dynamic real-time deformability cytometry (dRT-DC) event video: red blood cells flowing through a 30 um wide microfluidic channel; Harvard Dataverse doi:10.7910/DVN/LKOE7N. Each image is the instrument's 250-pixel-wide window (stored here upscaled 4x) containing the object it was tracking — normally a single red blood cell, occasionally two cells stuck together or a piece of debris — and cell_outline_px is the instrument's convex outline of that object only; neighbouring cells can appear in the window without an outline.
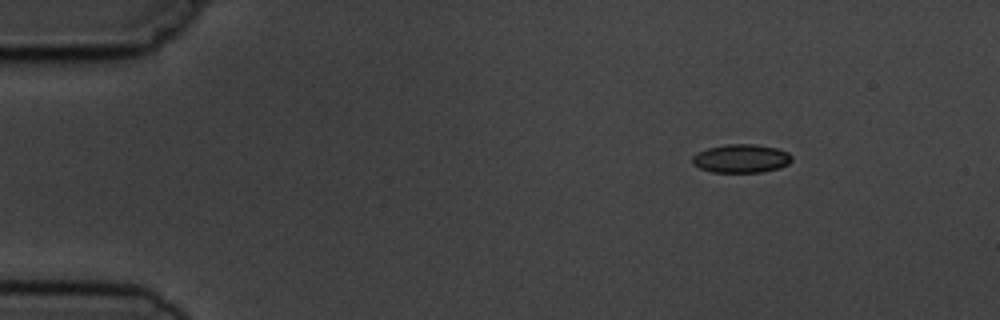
{"species": "common noctule bat (a hibernating species)", "species_latin": "Nyctalus noctula", "temperature_condition": "cold", "stored_images_in_passage": 7, "camera_frame_rate_fps": 3000, "um_per_image_px": 0.085, "animal": {"sex": "male", "body_mass_g": 19.5, "forearm_length_mm": 54.6}, "frame": {"image": 1, "passage_image": 2, "time_ms": 1.333, "image_size_px": [1000, 320], "cell_outline_px": [[792, 160], [788, 164], [780, 168], [764, 172], [712, 172], [700, 168], [692, 164], [692, 156], [708, 148], [728, 144], [752, 144], [776, 148], [788, 152], [792, 156]], "centroid_in_image_um": [63.02, 13.48], "position_along_channel_um": 22.0, "area_um2": 16.47}}
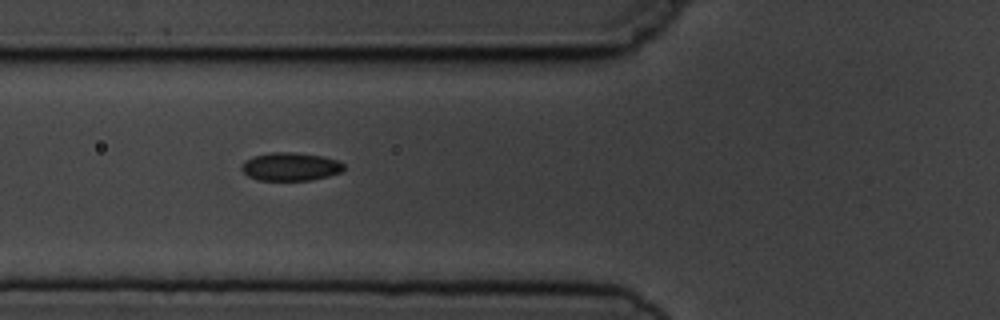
{"frame": {"image": 2, "passage_image": 6, "time_ms": 5.667, "image_size_px": [1000, 320], "cell_outline_px": [[344, 168], [340, 172], [328, 176], [312, 180], [256, 180], [248, 176], [240, 168], [244, 160], [252, 156], [272, 152], [296, 152], [324, 156], [336, 160], [344, 164]], "centroid_in_image_um": [24.66, 14.16], "position_along_channel_um": 101.1, "area_um2": 16.94}}
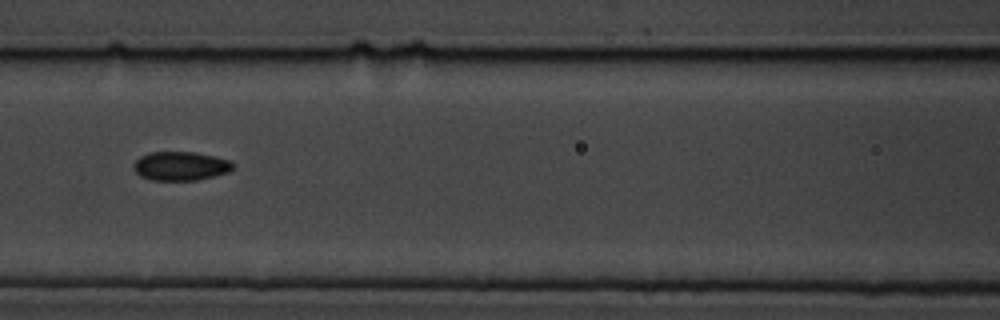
{"frame": {"image": 3, "passage_image": 7, "time_ms": 7.0, "image_size_px": [1000, 320], "cell_outline_px": [[236, 164], [228, 172], [216, 176], [196, 180], [152, 180], [140, 176], [132, 168], [132, 164], [140, 156], [148, 152], [196, 152], [232, 160]], "centroid_in_image_um": [15.36, 14.1], "position_along_channel_um": 151.2, "area_um2": 16.99}}